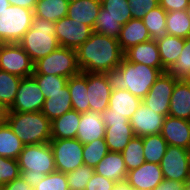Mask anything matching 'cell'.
Listing matches in <instances>:
<instances>
[{"instance_id": "f546056e", "label": "cell", "mask_w": 190, "mask_h": 190, "mask_svg": "<svg viewBox=\"0 0 190 190\" xmlns=\"http://www.w3.org/2000/svg\"><path fill=\"white\" fill-rule=\"evenodd\" d=\"M68 6L66 0H37L33 12L34 16L55 23L67 16Z\"/></svg>"}, {"instance_id": "484cf974", "label": "cell", "mask_w": 190, "mask_h": 190, "mask_svg": "<svg viewBox=\"0 0 190 190\" xmlns=\"http://www.w3.org/2000/svg\"><path fill=\"white\" fill-rule=\"evenodd\" d=\"M100 8L97 0H77L69 3L67 17L94 28Z\"/></svg>"}, {"instance_id": "44dd1931", "label": "cell", "mask_w": 190, "mask_h": 190, "mask_svg": "<svg viewBox=\"0 0 190 190\" xmlns=\"http://www.w3.org/2000/svg\"><path fill=\"white\" fill-rule=\"evenodd\" d=\"M168 115L190 121V80L176 81Z\"/></svg>"}, {"instance_id": "816d5d0a", "label": "cell", "mask_w": 190, "mask_h": 190, "mask_svg": "<svg viewBox=\"0 0 190 190\" xmlns=\"http://www.w3.org/2000/svg\"><path fill=\"white\" fill-rule=\"evenodd\" d=\"M9 108L0 102V125L4 124L8 117Z\"/></svg>"}, {"instance_id": "f907efd6", "label": "cell", "mask_w": 190, "mask_h": 190, "mask_svg": "<svg viewBox=\"0 0 190 190\" xmlns=\"http://www.w3.org/2000/svg\"><path fill=\"white\" fill-rule=\"evenodd\" d=\"M37 0H12V5L34 10Z\"/></svg>"}, {"instance_id": "91938a15", "label": "cell", "mask_w": 190, "mask_h": 190, "mask_svg": "<svg viewBox=\"0 0 190 190\" xmlns=\"http://www.w3.org/2000/svg\"><path fill=\"white\" fill-rule=\"evenodd\" d=\"M0 190H4V185L0 184Z\"/></svg>"}, {"instance_id": "9a60e30c", "label": "cell", "mask_w": 190, "mask_h": 190, "mask_svg": "<svg viewBox=\"0 0 190 190\" xmlns=\"http://www.w3.org/2000/svg\"><path fill=\"white\" fill-rule=\"evenodd\" d=\"M87 89L90 110L104 112L108 108L112 91L106 74L87 72Z\"/></svg>"}, {"instance_id": "db71d44e", "label": "cell", "mask_w": 190, "mask_h": 190, "mask_svg": "<svg viewBox=\"0 0 190 190\" xmlns=\"http://www.w3.org/2000/svg\"><path fill=\"white\" fill-rule=\"evenodd\" d=\"M10 5L8 0H0V12Z\"/></svg>"}, {"instance_id": "5b68a950", "label": "cell", "mask_w": 190, "mask_h": 190, "mask_svg": "<svg viewBox=\"0 0 190 190\" xmlns=\"http://www.w3.org/2000/svg\"><path fill=\"white\" fill-rule=\"evenodd\" d=\"M35 63L59 47L55 35V23L33 16L31 27L19 42Z\"/></svg>"}, {"instance_id": "7a4b0ae2", "label": "cell", "mask_w": 190, "mask_h": 190, "mask_svg": "<svg viewBox=\"0 0 190 190\" xmlns=\"http://www.w3.org/2000/svg\"><path fill=\"white\" fill-rule=\"evenodd\" d=\"M161 73L157 68L129 62L123 58L116 69L108 70L105 74L112 89L128 90L143 99Z\"/></svg>"}, {"instance_id": "4fadbf2b", "label": "cell", "mask_w": 190, "mask_h": 190, "mask_svg": "<svg viewBox=\"0 0 190 190\" xmlns=\"http://www.w3.org/2000/svg\"><path fill=\"white\" fill-rule=\"evenodd\" d=\"M92 33V27L67 16L55 22V35L61 47L76 50Z\"/></svg>"}, {"instance_id": "6f0895ef", "label": "cell", "mask_w": 190, "mask_h": 190, "mask_svg": "<svg viewBox=\"0 0 190 190\" xmlns=\"http://www.w3.org/2000/svg\"><path fill=\"white\" fill-rule=\"evenodd\" d=\"M188 156H189V167H190V148L188 149Z\"/></svg>"}, {"instance_id": "52a82bcc", "label": "cell", "mask_w": 190, "mask_h": 190, "mask_svg": "<svg viewBox=\"0 0 190 190\" xmlns=\"http://www.w3.org/2000/svg\"><path fill=\"white\" fill-rule=\"evenodd\" d=\"M80 72L76 50L59 46L49 55L34 63L33 74H51L70 78Z\"/></svg>"}, {"instance_id": "603a6c76", "label": "cell", "mask_w": 190, "mask_h": 190, "mask_svg": "<svg viewBox=\"0 0 190 190\" xmlns=\"http://www.w3.org/2000/svg\"><path fill=\"white\" fill-rule=\"evenodd\" d=\"M118 43L123 52L139 43L151 40V36L142 19H130L122 26Z\"/></svg>"}, {"instance_id": "d4e9b609", "label": "cell", "mask_w": 190, "mask_h": 190, "mask_svg": "<svg viewBox=\"0 0 190 190\" xmlns=\"http://www.w3.org/2000/svg\"><path fill=\"white\" fill-rule=\"evenodd\" d=\"M81 113L70 110L51 121V139L76 138Z\"/></svg>"}, {"instance_id": "d6986e66", "label": "cell", "mask_w": 190, "mask_h": 190, "mask_svg": "<svg viewBox=\"0 0 190 190\" xmlns=\"http://www.w3.org/2000/svg\"><path fill=\"white\" fill-rule=\"evenodd\" d=\"M124 58L129 62L157 68L162 73L167 71L162 65L157 42L152 39L130 47L124 52Z\"/></svg>"}, {"instance_id": "7c38bea8", "label": "cell", "mask_w": 190, "mask_h": 190, "mask_svg": "<svg viewBox=\"0 0 190 190\" xmlns=\"http://www.w3.org/2000/svg\"><path fill=\"white\" fill-rule=\"evenodd\" d=\"M160 167L164 179L188 183L190 179L188 149L168 145Z\"/></svg>"}, {"instance_id": "f35d334b", "label": "cell", "mask_w": 190, "mask_h": 190, "mask_svg": "<svg viewBox=\"0 0 190 190\" xmlns=\"http://www.w3.org/2000/svg\"><path fill=\"white\" fill-rule=\"evenodd\" d=\"M108 152L105 138L83 144V163L94 168Z\"/></svg>"}, {"instance_id": "9f6ffc18", "label": "cell", "mask_w": 190, "mask_h": 190, "mask_svg": "<svg viewBox=\"0 0 190 190\" xmlns=\"http://www.w3.org/2000/svg\"><path fill=\"white\" fill-rule=\"evenodd\" d=\"M183 190H190V185H189L188 183H187V184H185V186H184Z\"/></svg>"}, {"instance_id": "ba28073f", "label": "cell", "mask_w": 190, "mask_h": 190, "mask_svg": "<svg viewBox=\"0 0 190 190\" xmlns=\"http://www.w3.org/2000/svg\"><path fill=\"white\" fill-rule=\"evenodd\" d=\"M102 114L105 124V141L108 150L121 153L130 140L135 136L128 118L111 114V109L107 108Z\"/></svg>"}, {"instance_id": "4316f807", "label": "cell", "mask_w": 190, "mask_h": 190, "mask_svg": "<svg viewBox=\"0 0 190 190\" xmlns=\"http://www.w3.org/2000/svg\"><path fill=\"white\" fill-rule=\"evenodd\" d=\"M67 85L70 91L72 109L80 113H85L90 110L88 95H87V72L68 78Z\"/></svg>"}, {"instance_id": "680465c9", "label": "cell", "mask_w": 190, "mask_h": 190, "mask_svg": "<svg viewBox=\"0 0 190 190\" xmlns=\"http://www.w3.org/2000/svg\"><path fill=\"white\" fill-rule=\"evenodd\" d=\"M68 3H71V2H74V1H77V0H66Z\"/></svg>"}, {"instance_id": "836d02e7", "label": "cell", "mask_w": 190, "mask_h": 190, "mask_svg": "<svg viewBox=\"0 0 190 190\" xmlns=\"http://www.w3.org/2000/svg\"><path fill=\"white\" fill-rule=\"evenodd\" d=\"M99 14L102 17H112L122 26L132 19L128 0H106L101 3Z\"/></svg>"}, {"instance_id": "7dc6e473", "label": "cell", "mask_w": 190, "mask_h": 190, "mask_svg": "<svg viewBox=\"0 0 190 190\" xmlns=\"http://www.w3.org/2000/svg\"><path fill=\"white\" fill-rule=\"evenodd\" d=\"M190 0H159V5L166 11L186 10Z\"/></svg>"}, {"instance_id": "277c9868", "label": "cell", "mask_w": 190, "mask_h": 190, "mask_svg": "<svg viewBox=\"0 0 190 190\" xmlns=\"http://www.w3.org/2000/svg\"><path fill=\"white\" fill-rule=\"evenodd\" d=\"M6 122L25 145L49 143L51 140V121L42 111H9Z\"/></svg>"}, {"instance_id": "3957f363", "label": "cell", "mask_w": 190, "mask_h": 190, "mask_svg": "<svg viewBox=\"0 0 190 190\" xmlns=\"http://www.w3.org/2000/svg\"><path fill=\"white\" fill-rule=\"evenodd\" d=\"M17 160L20 176L32 189L45 175L56 171L50 143L25 145Z\"/></svg>"}, {"instance_id": "ac0fdd59", "label": "cell", "mask_w": 190, "mask_h": 190, "mask_svg": "<svg viewBox=\"0 0 190 190\" xmlns=\"http://www.w3.org/2000/svg\"><path fill=\"white\" fill-rule=\"evenodd\" d=\"M162 137L170 146L190 148V121L166 116L162 125Z\"/></svg>"}, {"instance_id": "e575fe53", "label": "cell", "mask_w": 190, "mask_h": 190, "mask_svg": "<svg viewBox=\"0 0 190 190\" xmlns=\"http://www.w3.org/2000/svg\"><path fill=\"white\" fill-rule=\"evenodd\" d=\"M166 30L168 35L187 38L190 36V20L185 10L167 12Z\"/></svg>"}, {"instance_id": "5bb4252c", "label": "cell", "mask_w": 190, "mask_h": 190, "mask_svg": "<svg viewBox=\"0 0 190 190\" xmlns=\"http://www.w3.org/2000/svg\"><path fill=\"white\" fill-rule=\"evenodd\" d=\"M45 98L32 77H24L19 83L16 98L9 111L15 112H39L42 111Z\"/></svg>"}, {"instance_id": "d590c367", "label": "cell", "mask_w": 190, "mask_h": 190, "mask_svg": "<svg viewBox=\"0 0 190 190\" xmlns=\"http://www.w3.org/2000/svg\"><path fill=\"white\" fill-rule=\"evenodd\" d=\"M22 78L0 70V102L10 108L16 98Z\"/></svg>"}, {"instance_id": "7bdbcfd3", "label": "cell", "mask_w": 190, "mask_h": 190, "mask_svg": "<svg viewBox=\"0 0 190 190\" xmlns=\"http://www.w3.org/2000/svg\"><path fill=\"white\" fill-rule=\"evenodd\" d=\"M122 25L112 17H102L98 14L93 32L118 39Z\"/></svg>"}, {"instance_id": "c3c4849f", "label": "cell", "mask_w": 190, "mask_h": 190, "mask_svg": "<svg viewBox=\"0 0 190 190\" xmlns=\"http://www.w3.org/2000/svg\"><path fill=\"white\" fill-rule=\"evenodd\" d=\"M185 184L177 180L163 179L153 190H183Z\"/></svg>"}, {"instance_id": "94428289", "label": "cell", "mask_w": 190, "mask_h": 190, "mask_svg": "<svg viewBox=\"0 0 190 190\" xmlns=\"http://www.w3.org/2000/svg\"><path fill=\"white\" fill-rule=\"evenodd\" d=\"M99 3H102V2H104V1H106V0H97Z\"/></svg>"}, {"instance_id": "7402d4cb", "label": "cell", "mask_w": 190, "mask_h": 190, "mask_svg": "<svg viewBox=\"0 0 190 190\" xmlns=\"http://www.w3.org/2000/svg\"><path fill=\"white\" fill-rule=\"evenodd\" d=\"M95 173L106 177L114 182L125 181L127 169L122 153L109 151L94 167Z\"/></svg>"}, {"instance_id": "8d00e7d4", "label": "cell", "mask_w": 190, "mask_h": 190, "mask_svg": "<svg viewBox=\"0 0 190 190\" xmlns=\"http://www.w3.org/2000/svg\"><path fill=\"white\" fill-rule=\"evenodd\" d=\"M121 153L127 171L140 167L145 162L142 137L134 136Z\"/></svg>"}, {"instance_id": "681fc988", "label": "cell", "mask_w": 190, "mask_h": 190, "mask_svg": "<svg viewBox=\"0 0 190 190\" xmlns=\"http://www.w3.org/2000/svg\"><path fill=\"white\" fill-rule=\"evenodd\" d=\"M4 190H33L32 187L20 176L4 185Z\"/></svg>"}, {"instance_id": "1f68e13d", "label": "cell", "mask_w": 190, "mask_h": 190, "mask_svg": "<svg viewBox=\"0 0 190 190\" xmlns=\"http://www.w3.org/2000/svg\"><path fill=\"white\" fill-rule=\"evenodd\" d=\"M166 16L167 12L159 5L142 18L152 40L157 41L168 35L166 30Z\"/></svg>"}, {"instance_id": "83f0119b", "label": "cell", "mask_w": 190, "mask_h": 190, "mask_svg": "<svg viewBox=\"0 0 190 190\" xmlns=\"http://www.w3.org/2000/svg\"><path fill=\"white\" fill-rule=\"evenodd\" d=\"M72 110V102L68 85L62 88V92L49 94L45 99L42 113L50 120L62 116Z\"/></svg>"}, {"instance_id": "4dcf8cb0", "label": "cell", "mask_w": 190, "mask_h": 190, "mask_svg": "<svg viewBox=\"0 0 190 190\" xmlns=\"http://www.w3.org/2000/svg\"><path fill=\"white\" fill-rule=\"evenodd\" d=\"M24 146L7 122L0 125V156L18 159Z\"/></svg>"}, {"instance_id": "8fae6325", "label": "cell", "mask_w": 190, "mask_h": 190, "mask_svg": "<svg viewBox=\"0 0 190 190\" xmlns=\"http://www.w3.org/2000/svg\"><path fill=\"white\" fill-rule=\"evenodd\" d=\"M177 79L168 71L161 73L142 102L163 116H168L170 98Z\"/></svg>"}, {"instance_id": "2e32d148", "label": "cell", "mask_w": 190, "mask_h": 190, "mask_svg": "<svg viewBox=\"0 0 190 190\" xmlns=\"http://www.w3.org/2000/svg\"><path fill=\"white\" fill-rule=\"evenodd\" d=\"M165 117L142 102L129 121L135 136L144 137L160 134Z\"/></svg>"}, {"instance_id": "d6a6232c", "label": "cell", "mask_w": 190, "mask_h": 190, "mask_svg": "<svg viewBox=\"0 0 190 190\" xmlns=\"http://www.w3.org/2000/svg\"><path fill=\"white\" fill-rule=\"evenodd\" d=\"M145 162L160 164L166 153L167 142L161 134L142 137Z\"/></svg>"}, {"instance_id": "8992f818", "label": "cell", "mask_w": 190, "mask_h": 190, "mask_svg": "<svg viewBox=\"0 0 190 190\" xmlns=\"http://www.w3.org/2000/svg\"><path fill=\"white\" fill-rule=\"evenodd\" d=\"M33 10L9 5L0 12V43H19L31 27Z\"/></svg>"}, {"instance_id": "30bf717a", "label": "cell", "mask_w": 190, "mask_h": 190, "mask_svg": "<svg viewBox=\"0 0 190 190\" xmlns=\"http://www.w3.org/2000/svg\"><path fill=\"white\" fill-rule=\"evenodd\" d=\"M0 70L29 77L34 72V63L19 43H0Z\"/></svg>"}, {"instance_id": "9c48e42d", "label": "cell", "mask_w": 190, "mask_h": 190, "mask_svg": "<svg viewBox=\"0 0 190 190\" xmlns=\"http://www.w3.org/2000/svg\"><path fill=\"white\" fill-rule=\"evenodd\" d=\"M56 171L68 173L83 165V144L77 139H51Z\"/></svg>"}, {"instance_id": "f5cc1de1", "label": "cell", "mask_w": 190, "mask_h": 190, "mask_svg": "<svg viewBox=\"0 0 190 190\" xmlns=\"http://www.w3.org/2000/svg\"><path fill=\"white\" fill-rule=\"evenodd\" d=\"M113 190H133L132 186L125 180L121 182H116Z\"/></svg>"}, {"instance_id": "11a10c76", "label": "cell", "mask_w": 190, "mask_h": 190, "mask_svg": "<svg viewBox=\"0 0 190 190\" xmlns=\"http://www.w3.org/2000/svg\"><path fill=\"white\" fill-rule=\"evenodd\" d=\"M185 11H186V14H187V16H188V18L190 20V2H189V5L187 6Z\"/></svg>"}, {"instance_id": "f1b7e54d", "label": "cell", "mask_w": 190, "mask_h": 190, "mask_svg": "<svg viewBox=\"0 0 190 190\" xmlns=\"http://www.w3.org/2000/svg\"><path fill=\"white\" fill-rule=\"evenodd\" d=\"M156 42L162 65L168 71L179 58L184 46L185 38L167 35Z\"/></svg>"}, {"instance_id": "b9f144b4", "label": "cell", "mask_w": 190, "mask_h": 190, "mask_svg": "<svg viewBox=\"0 0 190 190\" xmlns=\"http://www.w3.org/2000/svg\"><path fill=\"white\" fill-rule=\"evenodd\" d=\"M33 190H69L66 173L54 171L45 175Z\"/></svg>"}, {"instance_id": "f6af8a7d", "label": "cell", "mask_w": 190, "mask_h": 190, "mask_svg": "<svg viewBox=\"0 0 190 190\" xmlns=\"http://www.w3.org/2000/svg\"><path fill=\"white\" fill-rule=\"evenodd\" d=\"M133 19H142L152 9L159 6V0H128Z\"/></svg>"}, {"instance_id": "6da1fadb", "label": "cell", "mask_w": 190, "mask_h": 190, "mask_svg": "<svg viewBox=\"0 0 190 190\" xmlns=\"http://www.w3.org/2000/svg\"><path fill=\"white\" fill-rule=\"evenodd\" d=\"M76 56L81 72L106 73L120 65L124 52L117 39L93 32L76 49Z\"/></svg>"}, {"instance_id": "60d3db41", "label": "cell", "mask_w": 190, "mask_h": 190, "mask_svg": "<svg viewBox=\"0 0 190 190\" xmlns=\"http://www.w3.org/2000/svg\"><path fill=\"white\" fill-rule=\"evenodd\" d=\"M94 173V168L85 164L66 173L69 190H85L87 183Z\"/></svg>"}, {"instance_id": "ffe728a7", "label": "cell", "mask_w": 190, "mask_h": 190, "mask_svg": "<svg viewBox=\"0 0 190 190\" xmlns=\"http://www.w3.org/2000/svg\"><path fill=\"white\" fill-rule=\"evenodd\" d=\"M105 124L102 114L89 110L81 113L76 138L82 144H88L96 139L105 138Z\"/></svg>"}, {"instance_id": "bcb514c9", "label": "cell", "mask_w": 190, "mask_h": 190, "mask_svg": "<svg viewBox=\"0 0 190 190\" xmlns=\"http://www.w3.org/2000/svg\"><path fill=\"white\" fill-rule=\"evenodd\" d=\"M116 182L94 173L86 185L85 190H113Z\"/></svg>"}, {"instance_id": "cb8c5ba5", "label": "cell", "mask_w": 190, "mask_h": 190, "mask_svg": "<svg viewBox=\"0 0 190 190\" xmlns=\"http://www.w3.org/2000/svg\"><path fill=\"white\" fill-rule=\"evenodd\" d=\"M141 103L142 99L134 96L128 90L112 89L108 108L111 109V114L122 115L130 120Z\"/></svg>"}, {"instance_id": "ee69618b", "label": "cell", "mask_w": 190, "mask_h": 190, "mask_svg": "<svg viewBox=\"0 0 190 190\" xmlns=\"http://www.w3.org/2000/svg\"><path fill=\"white\" fill-rule=\"evenodd\" d=\"M20 168L17 159L0 156V184L5 185L20 177Z\"/></svg>"}, {"instance_id": "ab89813d", "label": "cell", "mask_w": 190, "mask_h": 190, "mask_svg": "<svg viewBox=\"0 0 190 190\" xmlns=\"http://www.w3.org/2000/svg\"><path fill=\"white\" fill-rule=\"evenodd\" d=\"M31 76L37 81L45 99L51 93L62 92V88L67 85L68 81L66 77L51 74H32Z\"/></svg>"}, {"instance_id": "e0dca14e", "label": "cell", "mask_w": 190, "mask_h": 190, "mask_svg": "<svg viewBox=\"0 0 190 190\" xmlns=\"http://www.w3.org/2000/svg\"><path fill=\"white\" fill-rule=\"evenodd\" d=\"M163 179L160 164L144 162L140 167L128 171L126 181L133 190H153Z\"/></svg>"}, {"instance_id": "74e56055", "label": "cell", "mask_w": 190, "mask_h": 190, "mask_svg": "<svg viewBox=\"0 0 190 190\" xmlns=\"http://www.w3.org/2000/svg\"><path fill=\"white\" fill-rule=\"evenodd\" d=\"M168 72L177 80H190V36L185 38L179 58Z\"/></svg>"}]
</instances>
